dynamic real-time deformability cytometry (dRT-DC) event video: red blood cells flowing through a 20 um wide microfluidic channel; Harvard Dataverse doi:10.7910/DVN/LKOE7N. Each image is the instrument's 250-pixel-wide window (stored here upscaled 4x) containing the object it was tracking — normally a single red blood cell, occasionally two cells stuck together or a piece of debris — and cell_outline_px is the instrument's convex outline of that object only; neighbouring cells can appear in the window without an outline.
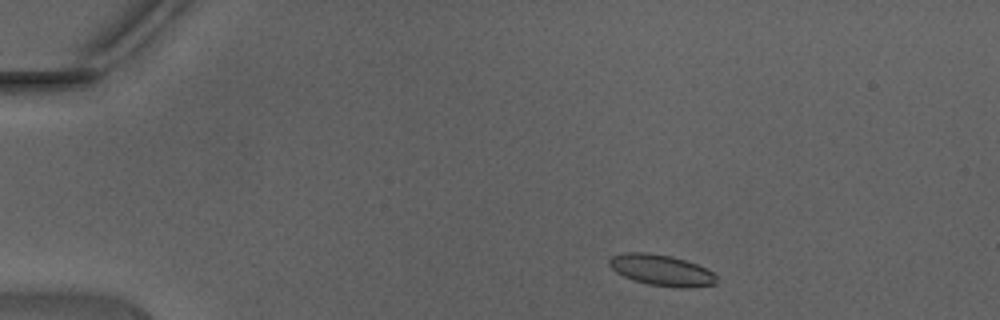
{"species": "Egyptian fruit bat (a non-hibernating species)", "species_latin": "Rousettus aegyptiacus", "temperature_condition": "warm", "stored_images_in_passage": 42, "camera_frame_rate_fps": 3000, "um_per_image_px": 0.085, "animal": {"sex": "male"}, "frame": {"image": 1, "passage_image": 2, "time_ms": 0.333, "image_size_px": [1000, 320], "cell_outline_px": [[716, 284], [684, 288], [680, 288], [648, 284], [632, 280], [616, 272], [608, 264], [608, 260], [612, 256], [624, 252], [644, 252], [672, 256], [696, 264], [712, 272], [716, 276]], "centroid_in_image_um": [56.19, 22.96], "position_along_channel_um": 28.8, "area_um2": 19.31}}
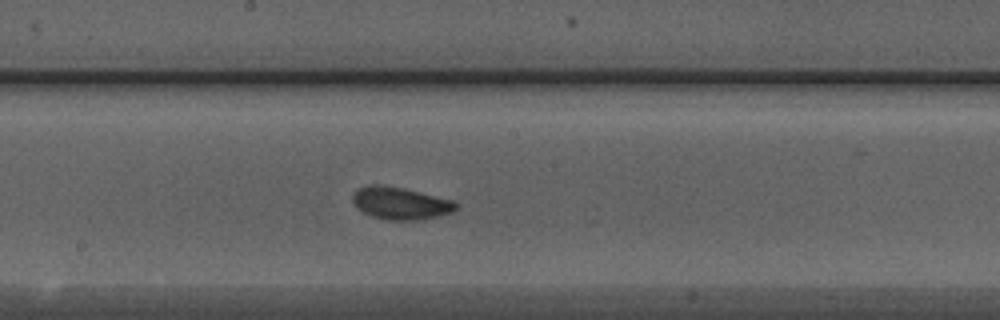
{"frame": {"image": 2, "passage_image": 20, "time_ms": 6.333, "image_size_px": [1000, 320], "cell_outline_px": [[460, 204], [452, 212], [440, 216], [416, 220], [384, 220], [372, 216], [356, 208], [352, 204], [352, 196], [360, 188], [368, 184], [380, 184], [404, 188], [452, 200]], "centroid_in_image_um": [34.02, 17.28], "position_along_channel_um": 214.2, "area_um2": 19.59}}
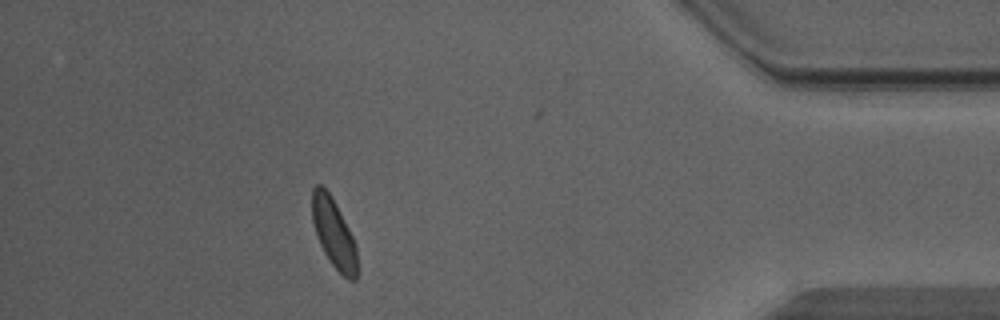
{"frame": {"image": 3, "passage_image": 36, "time_ms": 11.667, "image_size_px": [1000, 320], "cell_outline_px": [[356, 280], [348, 280], [332, 264], [324, 252], [320, 244], [312, 220], [312, 188], [316, 184], [320, 184], [328, 192], [336, 204], [356, 244]], "centroid_in_image_um": [28.35, 19.8], "position_along_channel_um": 406.8, "area_um2": 17.74}, "authors_computed_cell_mechanics": {"area_um2": 18.7272, "velocity_mm_per_s": 4.4141, "shape_relaxation_time_tau1_ms": 2.4714, "shape_relaxation_time_tau2_ms": 1.2654, "deformation_change_tau1": 0.0739, "deformation_change_tau2": 0.0606}}